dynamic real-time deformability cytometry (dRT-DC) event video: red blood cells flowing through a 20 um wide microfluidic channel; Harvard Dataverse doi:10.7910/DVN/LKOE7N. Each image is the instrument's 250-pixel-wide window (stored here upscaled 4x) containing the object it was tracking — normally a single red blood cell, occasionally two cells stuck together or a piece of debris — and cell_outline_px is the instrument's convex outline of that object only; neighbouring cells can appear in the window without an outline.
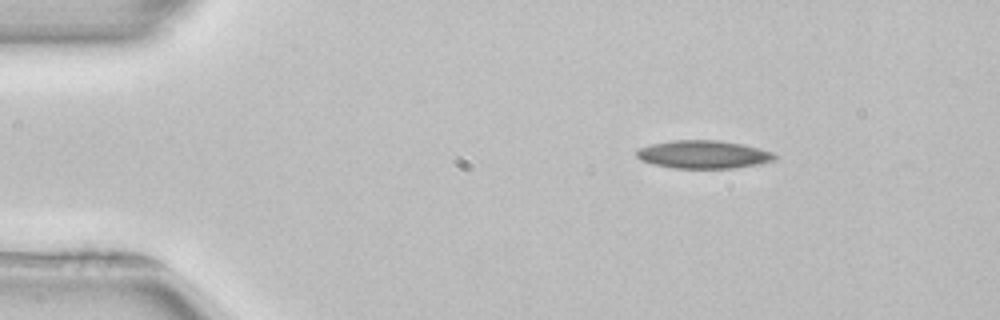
{"species": "common noctule bat (a hibernating species)", "species_latin": "Nyctalus noctula", "temperature_condition": "room temperature", "stored_images_in_passage": 45, "camera_frame_rate_fps": 3000, "um_per_image_px": 0.085, "animal": {"sex": "female", "body_mass_g": 22.7, "forearm_length_mm": 54.2}, "frame": {"image": 1, "passage_image": 1, "time_ms": 0.0, "image_size_px": [1000, 320], "cell_outline_px": [[780, 156], [776, 160], [760, 164], [736, 168], [672, 168], [652, 164], [640, 160], [636, 156], [636, 148], [652, 144], [672, 140], [720, 140], [744, 144], [760, 148], [772, 152]], "centroid_in_image_um": [59.82, 13.13], "position_along_channel_um": 25.2, "area_um2": 23.0}}
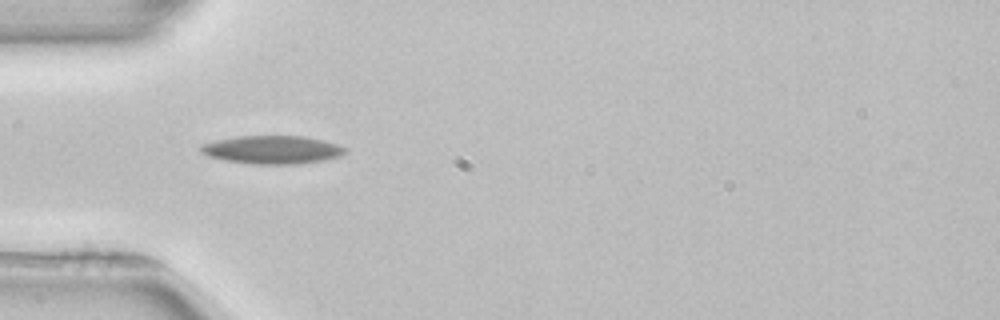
{"frame": {"image": 2, "passage_image": 9, "time_ms": 2.667, "image_size_px": [1000, 320], "cell_outline_px": [[348, 148], [340, 156], [320, 160], [296, 164], [252, 164], [224, 160], [208, 156], [200, 152], [200, 144], [216, 140], [236, 136], [304, 136], [324, 140]], "centroid_in_image_um": [23.1, 12.72], "position_along_channel_um": 61.9, "area_um2": 23.7}}
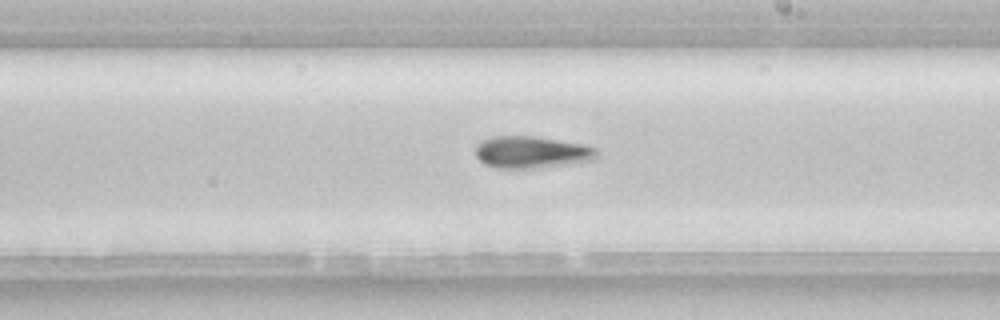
{"frame": {"image": 3, "passage_image": 23, "time_ms": 7.333, "image_size_px": [1000, 320], "cell_outline_px": [[600, 156], [592, 160], [540, 168], [496, 168], [484, 164], [476, 156], [476, 144], [492, 136], [532, 136], [584, 144], [596, 148]], "centroid_in_image_um": [45.19, 12.94], "position_along_channel_um": 243.8, "area_um2": 22.66}}